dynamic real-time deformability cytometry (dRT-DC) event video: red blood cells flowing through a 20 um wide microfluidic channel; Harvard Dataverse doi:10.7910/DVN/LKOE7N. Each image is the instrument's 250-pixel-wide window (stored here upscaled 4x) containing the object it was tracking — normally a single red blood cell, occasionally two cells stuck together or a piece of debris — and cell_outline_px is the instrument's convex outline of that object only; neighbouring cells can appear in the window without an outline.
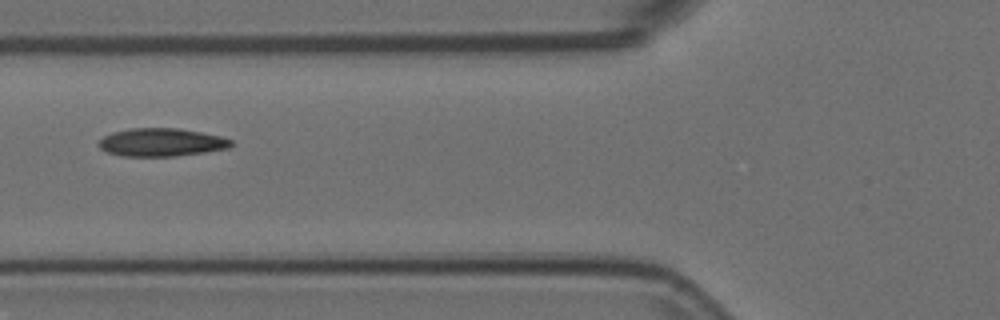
{"species": "Egyptian fruit bat (a non-hibernating species)", "species_latin": "Rousettus aegyptiacus", "temperature_condition": "room temperature", "stored_images_in_passage": 7, "camera_frame_rate_fps": 3000, "um_per_image_px": 0.085, "animal": {"sex": "female"}, "frame": {"image": 1, "passage_image": 7, "time_ms": 2.0, "image_size_px": [1000, 320], "cell_outline_px": [[232, 144], [228, 148], [204, 152], [176, 156], [124, 156], [108, 152], [100, 148], [100, 140], [104, 136], [112, 132], [128, 128], [180, 128], [220, 136], [232, 140]], "centroid_in_image_um": [13.72, 12.09], "position_along_channel_um": 112.1, "area_um2": 21.5}}